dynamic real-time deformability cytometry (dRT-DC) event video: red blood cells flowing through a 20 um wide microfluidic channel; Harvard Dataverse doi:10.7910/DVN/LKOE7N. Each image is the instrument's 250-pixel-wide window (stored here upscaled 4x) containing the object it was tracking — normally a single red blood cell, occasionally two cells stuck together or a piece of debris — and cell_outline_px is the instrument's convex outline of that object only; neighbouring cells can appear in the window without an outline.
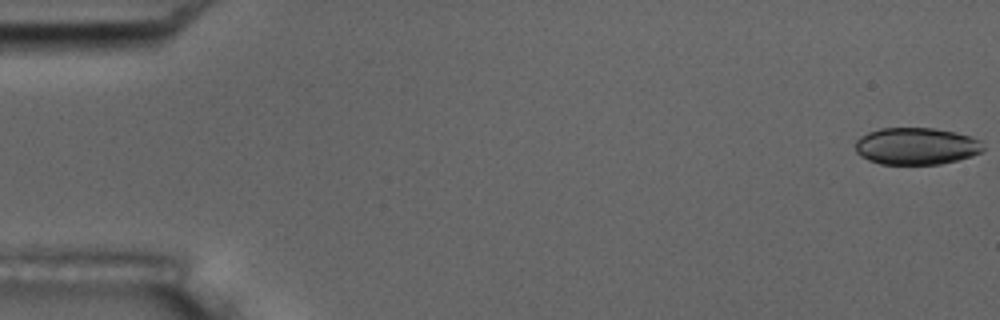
{"species": "common noctule bat (a hibernating species)", "species_latin": "Nyctalus noctula", "temperature_condition": "room temperature", "stored_images_in_passage": 55, "camera_frame_rate_fps": 3000, "um_per_image_px": 0.085, "animal": {"sex": "male", "body_mass_g": 17.5, "forearm_length_mm": 52.3}, "frame": {"image": 1, "passage_image": 1, "time_ms": 0.0, "image_size_px": [1000, 320], "cell_outline_px": [[984, 148], [980, 152], [972, 156], [940, 164], [880, 164], [868, 160], [860, 156], [856, 152], [856, 140], [860, 136], [868, 132], [880, 128], [932, 128], [956, 132], [980, 140]], "centroid_in_image_um": [77.85, 12.42], "position_along_channel_um": 7.1, "area_um2": 27.57}}
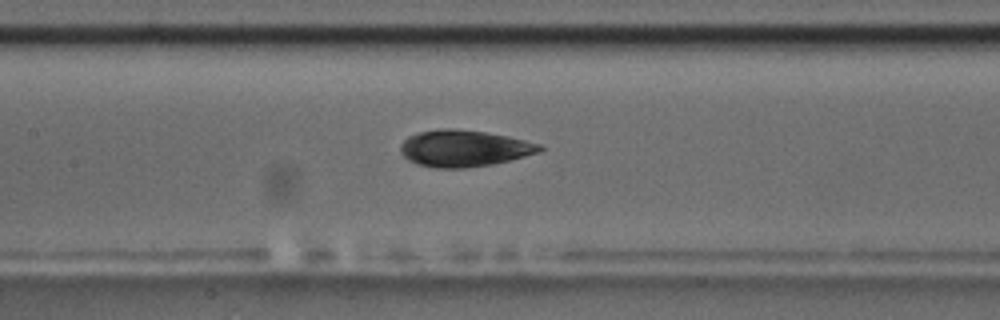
{"frame": {"image": 2, "passage_image": 26, "time_ms": 8.333, "image_size_px": [1000, 320], "cell_outline_px": [[544, 148], [540, 152], [492, 164], [464, 168], [436, 168], [416, 164], [408, 160], [400, 152], [400, 144], [408, 136], [416, 132], [440, 128], [456, 128], [484, 132], [508, 136], [544, 144]], "centroid_in_image_um": [39.43, 12.6], "position_along_channel_um": 168.0, "area_um2": 29.94}}
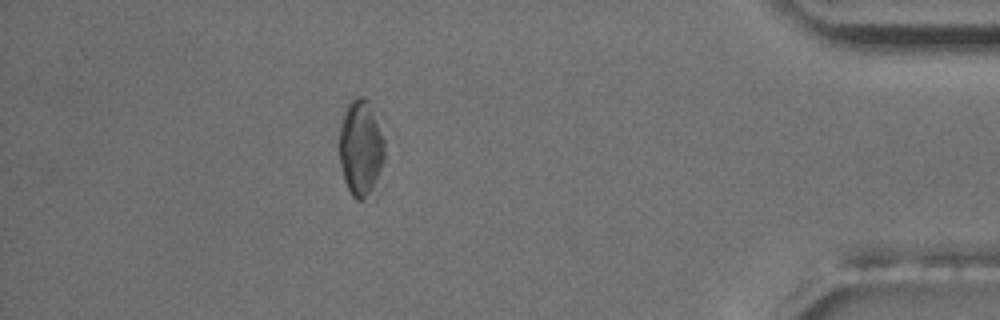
{"frame": {"image": 3, "passage_image": 49, "time_ms": 16.0, "image_size_px": [1000, 320], "cell_outline_px": [[384, 160], [380, 196], [376, 200], [356, 200], [352, 196], [344, 180], [340, 168], [340, 124], [344, 112], [348, 104], [356, 96], [364, 96], [368, 100], [384, 140]], "centroid_in_image_um": [30.73, 12.8], "position_along_channel_um": 404.5, "area_um2": 26.82}, "authors_computed_cell_mechanics": {"area_um2": 28.8422, "velocity_mm_per_s": 3.6729, "shape_relaxation_time_tau1_ms": 2.7165, "shape_relaxation_time_tau2_ms": 2.268, "deformation_change_tau1": 0.0816, "deformation_change_tau2": 0.0622}}